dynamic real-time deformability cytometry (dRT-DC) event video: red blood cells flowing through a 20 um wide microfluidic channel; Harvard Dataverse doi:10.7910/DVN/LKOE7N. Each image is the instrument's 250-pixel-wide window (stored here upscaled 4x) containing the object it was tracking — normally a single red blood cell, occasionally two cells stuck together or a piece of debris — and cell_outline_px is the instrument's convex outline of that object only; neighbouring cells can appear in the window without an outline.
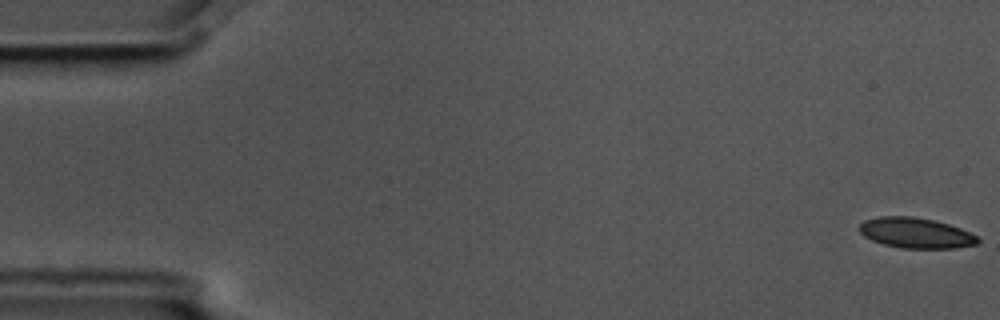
{"species": "common noctule bat (a hibernating species)", "species_latin": "Nyctalus noctula", "temperature_condition": "cold", "stored_images_in_passage": 5, "camera_frame_rate_fps": 3000, "um_per_image_px": 0.085, "animal": {"sex": "male", "body_mass_g": 17.5, "forearm_length_mm": 52.3}, "frame": {"image": 1, "passage_image": 1, "time_ms": 0.0, "image_size_px": [1000, 320], "cell_outline_px": [[980, 240], [976, 244], [952, 248], [900, 248], [884, 244], [872, 240], [864, 236], [860, 232], [860, 224], [864, 220], [880, 216], [912, 216], [936, 220], [960, 228], [976, 236]], "centroid_in_image_um": [77.82, 19.79], "position_along_channel_um": 7.2, "area_um2": 20.87}}
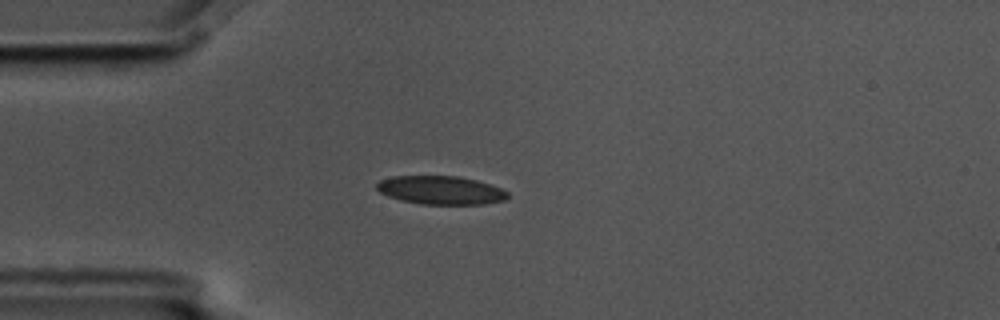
{"frame": {"image": 2, "passage_image": 5, "time_ms": 1.333, "image_size_px": [1000, 320], "cell_outline_px": [[508, 196], [504, 200], [484, 204], [420, 204], [400, 200], [388, 196], [380, 192], [376, 188], [376, 184], [380, 180], [392, 176], [456, 176], [476, 180], [500, 188], [508, 192]], "centroid_in_image_um": [37.43, 16.17], "position_along_channel_um": 47.6, "area_um2": 21.62}}